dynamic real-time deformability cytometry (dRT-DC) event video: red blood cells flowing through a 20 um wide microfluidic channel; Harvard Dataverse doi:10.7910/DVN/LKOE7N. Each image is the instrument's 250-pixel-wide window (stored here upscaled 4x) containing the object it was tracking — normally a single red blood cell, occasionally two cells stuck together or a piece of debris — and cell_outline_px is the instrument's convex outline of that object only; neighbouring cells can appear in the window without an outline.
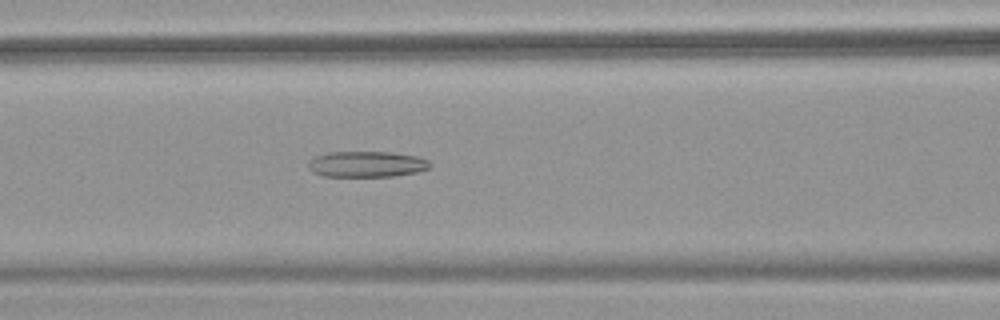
{"species": "common noctule bat (a hibernating species)", "species_latin": "Nyctalus noctula", "temperature_condition": "warm", "stored_images_in_passage": 53, "camera_frame_rate_fps": 3000, "um_per_image_px": 0.085, "animal": {"sex": "female", "body_mass_g": 18.4}, "frame": {"image": 1, "passage_image": 23, "time_ms": 7.333, "image_size_px": [1000, 320], "cell_outline_px": [[432, 164], [428, 168], [420, 172], [392, 176], [324, 176], [312, 172], [308, 168], [308, 164], [316, 156], [328, 152], [388, 152], [420, 156], [428, 160]], "centroid_in_image_um": [31.21, 13.95], "position_along_channel_um": 135.4, "area_um2": 18.38}}
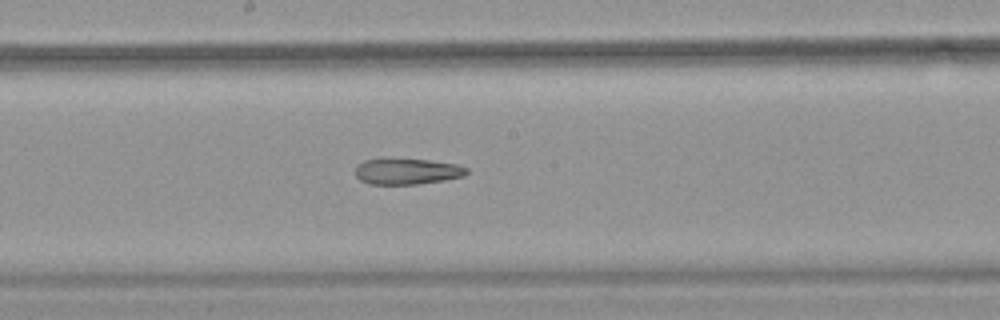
{"frame": {"image": 2, "passage_image": 29, "time_ms": 9.333, "image_size_px": [1000, 320], "cell_outline_px": [[468, 172], [464, 176], [444, 180], [416, 184], [368, 184], [360, 180], [356, 176], [356, 164], [364, 160], [384, 156], [428, 160], [456, 164], [468, 168]], "centroid_in_image_um": [34.53, 14.53], "position_along_channel_um": 213.7, "area_um2": 17.46}}
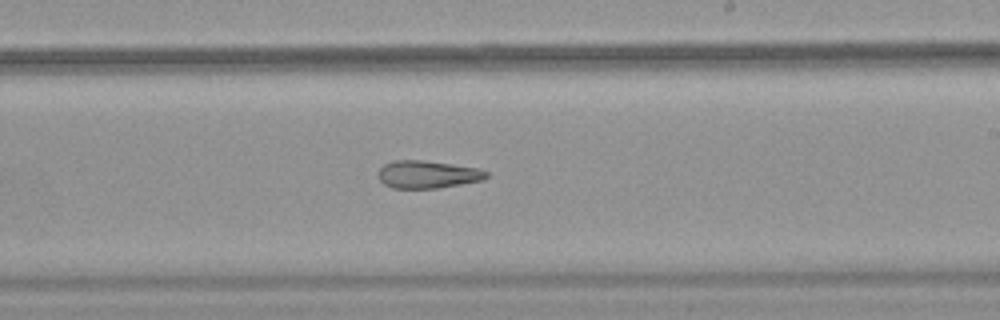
{"frame": {"image": 3, "passage_image": 32, "time_ms": 10.333, "image_size_px": [1000, 320], "cell_outline_px": [[488, 176], [484, 180], [436, 188], [392, 188], [384, 184], [376, 176], [380, 168], [384, 164], [392, 160], [420, 160], [452, 164], [480, 168], [488, 172]], "centroid_in_image_um": [36.33, 14.82], "position_along_channel_um": 252.7, "area_um2": 17.51}, "authors_computed_cell_mechanics": {"area_um2": 22.1374, "velocity_mm_per_s": 3.9374, "shape_relaxation_time_tau1_ms": null, "shape_relaxation_time_tau2_ms": 6.2823, "deformation_change_tau1": null, "deformation_change_tau2": 0.188}}